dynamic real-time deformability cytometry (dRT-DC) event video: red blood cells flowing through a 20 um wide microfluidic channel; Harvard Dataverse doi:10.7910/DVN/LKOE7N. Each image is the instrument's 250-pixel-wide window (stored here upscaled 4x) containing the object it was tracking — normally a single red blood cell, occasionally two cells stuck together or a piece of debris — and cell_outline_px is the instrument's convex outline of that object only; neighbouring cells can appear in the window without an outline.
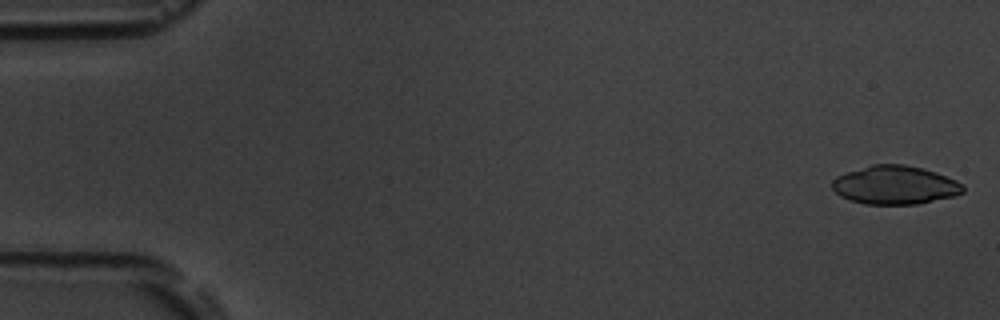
{"species": "common noctule bat (a hibernating species)", "species_latin": "Nyctalus noctula", "temperature_condition": "room temperature", "stored_images_in_passage": 6, "camera_frame_rate_fps": 3000, "um_per_image_px": 0.085, "animal": {"sex": "male", "body_mass_g": 19.5, "forearm_length_mm": 54.6}, "frame": {"image": 1, "passage_image": 1, "time_ms": 0.0, "image_size_px": [1000, 320], "cell_outline_px": [[964, 192], [956, 196], [916, 204], [864, 204], [840, 196], [832, 188], [832, 180], [836, 176], [872, 164], [904, 164], [936, 172], [956, 180], [964, 184]], "centroid_in_image_um": [76.1, 15.73], "position_along_channel_um": 8.9, "area_um2": 29.36}}